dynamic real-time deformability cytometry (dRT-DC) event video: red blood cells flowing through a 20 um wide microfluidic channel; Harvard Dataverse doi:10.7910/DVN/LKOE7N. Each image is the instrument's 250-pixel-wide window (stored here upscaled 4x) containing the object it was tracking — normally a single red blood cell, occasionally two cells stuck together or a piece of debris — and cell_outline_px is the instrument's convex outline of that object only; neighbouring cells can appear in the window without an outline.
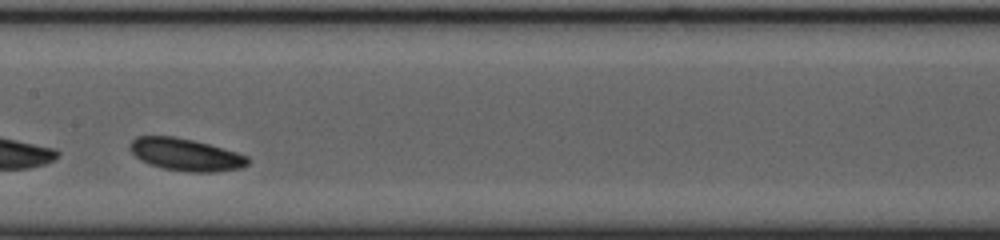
{"species": "common noctule bat (a hibernating species)", "species_latin": "Nyctalus noctula", "temperature_condition": "cold", "stored_images_in_passage": 28, "camera_frame_rate_fps": 3000, "um_per_image_px": 0.085, "animal": {"sex": "female", "body_mass_g": 23.0, "forearm_length_mm": 53.4}, "frame": {"image": 1, "passage_image": 13, "time_ms": 4.0, "image_size_px": [1000, 240], "cell_outline_px": [[252, 160], [248, 164], [240, 168], [216, 172], [188, 172], [160, 168], [148, 164], [140, 160], [128, 148], [128, 144], [136, 136], [172, 136], [192, 140], [208, 144], [236, 152], [248, 156]], "centroid_in_image_um": [15.76, 13.15], "position_along_channel_um": 191.6, "area_um2": 22.37}}
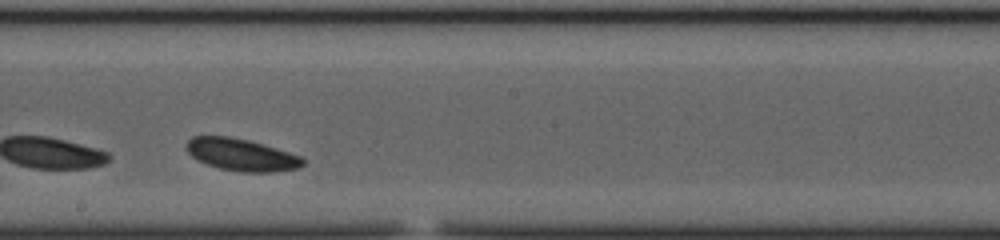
{"frame": {"image": 2, "passage_image": 16, "time_ms": 5.0, "image_size_px": [1000, 240], "cell_outline_px": [[304, 164], [300, 168], [272, 172], [244, 172], [220, 168], [196, 160], [188, 152], [188, 140], [192, 136], [228, 136], [248, 140], [276, 148], [300, 156], [304, 160]], "centroid_in_image_um": [20.53, 13.15], "position_along_channel_um": 227.7, "area_um2": 21.56}, "authors_computed_cell_mechanics": {"area_um2": 21.4438, "velocity_mm_per_s": 3.6243, "shape_relaxation_time_tau1_ms": 5.5016, "shape_relaxation_time_tau2_ms": null, "deformation_change_tau1": 0.1283, "deformation_change_tau2": null}}